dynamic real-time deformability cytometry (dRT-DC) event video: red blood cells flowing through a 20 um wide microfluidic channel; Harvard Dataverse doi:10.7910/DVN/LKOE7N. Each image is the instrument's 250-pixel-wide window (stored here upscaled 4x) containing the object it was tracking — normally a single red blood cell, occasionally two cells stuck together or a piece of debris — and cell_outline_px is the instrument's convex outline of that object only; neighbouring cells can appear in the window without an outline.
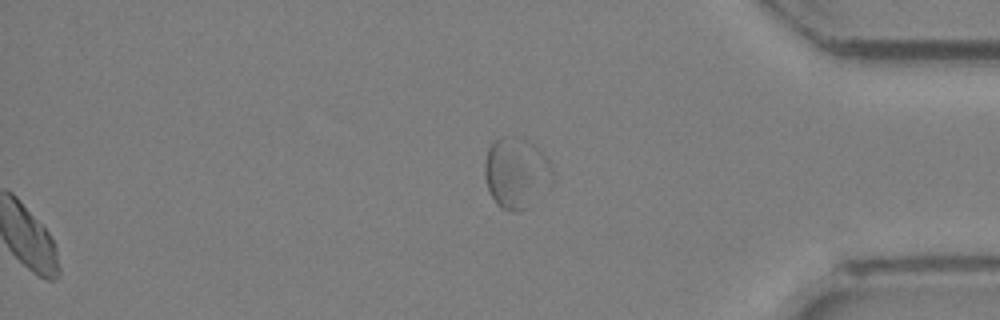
{"species": "Egyptian fruit bat (a non-hibernating species)", "species_latin": "Rousettus aegyptiacus", "temperature_condition": "room temperature", "stored_images_in_passage": 23, "segment_of_instrument_passage": [2, 2], "camera_frame_rate_fps": 3000, "um_per_image_px": 0.085, "animal": {"sex": "female"}, "frame": {"image": 1, "passage_image": 23, "time_ms": 7.333, "image_size_px": [1000, 320], "cell_outline_px": [[556, 180], [528, 208], [520, 212], [512, 212], [500, 208], [492, 196], [488, 188], [484, 176], [484, 164], [488, 148], [492, 140], [500, 136], [524, 136], [544, 156], [552, 168], [556, 176]], "centroid_in_image_um": [43.89, 14.69], "position_along_channel_um": 391.3, "area_um2": 28.67}}